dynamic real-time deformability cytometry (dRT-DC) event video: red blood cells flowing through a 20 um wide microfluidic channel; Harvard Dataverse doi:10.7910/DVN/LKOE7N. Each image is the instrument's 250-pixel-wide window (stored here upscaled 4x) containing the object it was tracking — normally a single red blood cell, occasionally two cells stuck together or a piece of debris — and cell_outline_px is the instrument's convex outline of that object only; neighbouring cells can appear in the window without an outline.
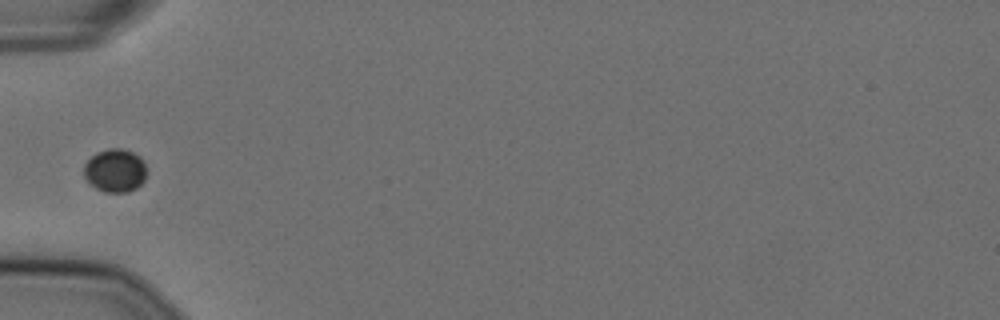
{"species": "Egyptian fruit bat (a non-hibernating species)", "species_latin": "Rousettus aegyptiacus", "temperature_condition": "cold", "stored_images_in_passage": 38, "camera_frame_rate_fps": 3000, "um_per_image_px": 0.085, "animal": {"sex": "female"}, "frame": {"image": 1, "passage_image": 1, "time_ms": 0.0, "image_size_px": [1000, 320], "cell_outline_px": [[144, 180], [136, 188], [128, 192], [104, 192], [96, 188], [84, 176], [84, 164], [96, 152], [108, 148], [120, 148], [132, 152], [140, 156], [144, 160]], "centroid_in_image_um": [9.77, 14.48], "position_along_channel_um": 75.2, "area_um2": 15.66}}
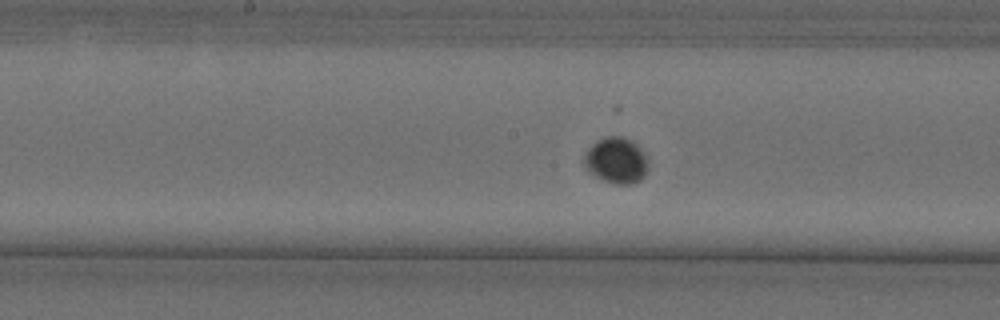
{"frame": {"image": 2, "passage_image": 11, "time_ms": 3.333, "image_size_px": [1000, 320], "cell_outline_px": [[648, 168], [644, 176], [640, 180], [632, 184], [616, 184], [604, 180], [588, 172], [584, 168], [584, 156], [588, 148], [596, 140], [608, 136], [624, 136], [632, 140], [648, 156]], "centroid_in_image_um": [52.39, 13.63], "position_along_channel_um": 195.8, "area_um2": 17.46}}
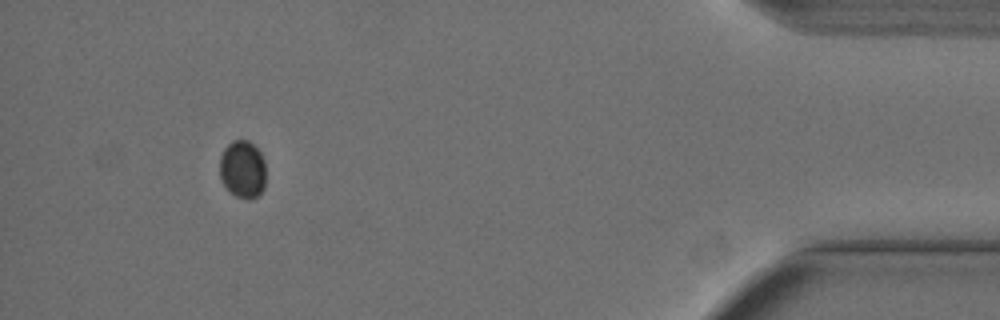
{"frame": {"image": 3, "passage_image": 34, "time_ms": 11.0, "image_size_px": [1000, 320], "cell_outline_px": [[264, 188], [256, 196], [248, 200], [244, 200], [236, 196], [220, 180], [220, 156], [224, 148], [232, 140], [248, 140], [260, 152], [264, 160]], "centroid_in_image_um": [20.6, 14.38], "position_along_channel_um": 414.6, "area_um2": 15.43}}